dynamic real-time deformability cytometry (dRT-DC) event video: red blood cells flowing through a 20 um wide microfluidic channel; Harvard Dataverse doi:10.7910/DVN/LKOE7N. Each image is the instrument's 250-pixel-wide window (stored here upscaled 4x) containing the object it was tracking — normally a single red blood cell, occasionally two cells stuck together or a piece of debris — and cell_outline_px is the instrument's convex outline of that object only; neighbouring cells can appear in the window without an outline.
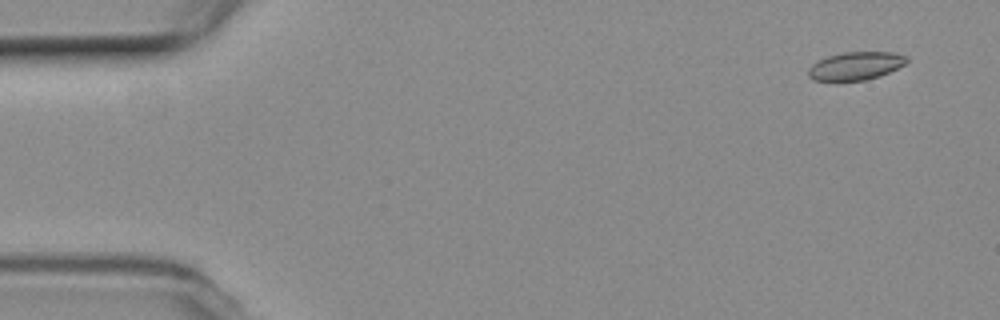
{"species": "common noctule bat (a hibernating species)", "species_latin": "Nyctalus noctula", "temperature_condition": "room temperature", "stored_images_in_passage": 7, "camera_frame_rate_fps": 3000, "um_per_image_px": 0.085, "animal": {"sex": "female", "body_mass_g": 19.3, "forearm_length_mm": 54.1}, "frame": {"image": 1, "passage_image": 1, "time_ms": 0.0, "image_size_px": [1000, 320], "cell_outline_px": [[908, 60], [904, 64], [880, 76], [864, 80], [812, 80], [808, 76], [808, 68], [816, 60], [828, 56], [844, 52], [892, 52], [908, 56]], "centroid_in_image_um": [72.7, 5.59], "position_along_channel_um": 12.3, "area_um2": 16.01}}